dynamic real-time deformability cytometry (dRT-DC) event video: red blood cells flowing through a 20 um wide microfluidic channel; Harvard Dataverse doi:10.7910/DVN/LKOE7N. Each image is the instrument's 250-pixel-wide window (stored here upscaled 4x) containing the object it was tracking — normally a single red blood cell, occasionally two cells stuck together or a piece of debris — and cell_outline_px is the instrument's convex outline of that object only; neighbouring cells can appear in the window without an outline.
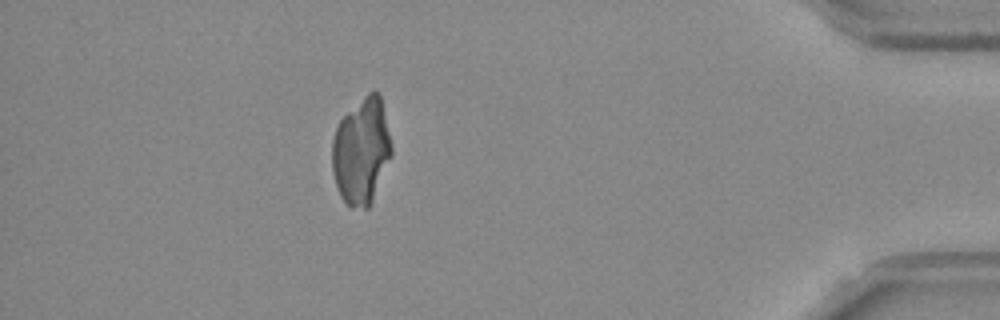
{"species": "Egyptian fruit bat (a non-hibernating species)", "species_latin": "Rousettus aegyptiacus", "temperature_condition": "room temperature", "stored_images_in_passage": 37, "camera_frame_rate_fps": 3000, "um_per_image_px": 0.085, "frame": {"image": 1, "passage_image": 31, "time_ms": 10.0, "image_size_px": [1000, 320], "cell_outline_px": [[392, 156], [372, 204], [368, 208], [352, 208], [340, 196], [332, 172], [332, 140], [336, 128], [340, 120], [368, 92], [376, 92], [380, 96], [392, 148]], "centroid_in_image_um": [30.72, 12.91], "position_along_channel_um": 404.5, "area_um2": 36.65}}